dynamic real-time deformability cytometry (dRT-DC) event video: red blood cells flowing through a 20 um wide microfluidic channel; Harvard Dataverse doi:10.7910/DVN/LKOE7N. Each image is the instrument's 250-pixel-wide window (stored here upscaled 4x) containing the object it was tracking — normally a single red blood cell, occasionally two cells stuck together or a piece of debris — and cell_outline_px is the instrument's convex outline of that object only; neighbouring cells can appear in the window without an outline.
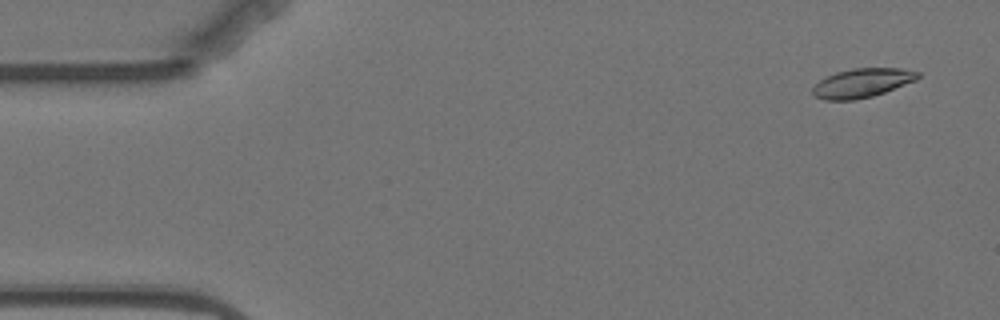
{"species": "Egyptian fruit bat (a non-hibernating species)", "species_latin": "Rousettus aegyptiacus", "temperature_condition": "warm", "stored_images_in_passage": 4, "camera_frame_rate_fps": 3000, "um_per_image_px": 0.085, "animal": {"sex": "female"}, "frame": {"image": 1, "passage_image": 1, "time_ms": 0.0, "image_size_px": [1000, 320], "cell_outline_px": [[920, 76], [916, 80], [884, 92], [872, 96], [856, 100], [824, 100], [812, 96], [812, 88], [820, 80], [836, 72], [852, 68], [900, 68], [920, 72]], "centroid_in_image_um": [73.26, 7.05], "position_along_channel_um": 11.7, "area_um2": 17.8}}
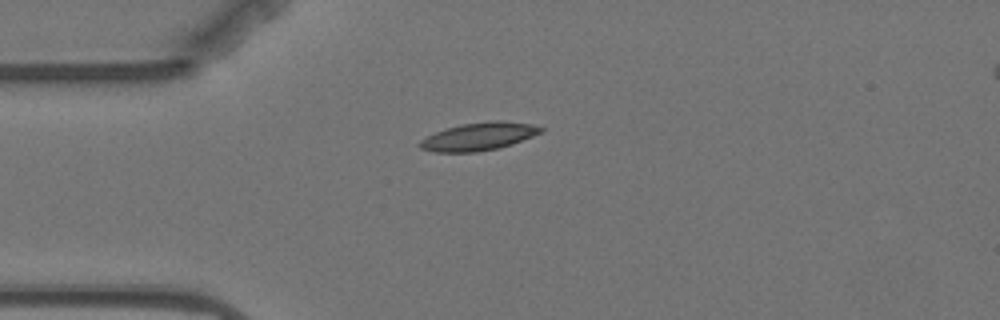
{"frame": {"image": 2, "passage_image": 4, "time_ms": 3.667, "image_size_px": [1000, 320], "cell_outline_px": [[544, 128], [540, 132], [532, 136], [512, 144], [496, 148], [476, 152], [436, 152], [420, 148], [416, 144], [420, 140], [436, 132], [460, 124], [488, 120], [504, 120], [532, 124]], "centroid_in_image_um": [40.68, 11.59], "position_along_channel_um": 44.3, "area_um2": 19.59}}